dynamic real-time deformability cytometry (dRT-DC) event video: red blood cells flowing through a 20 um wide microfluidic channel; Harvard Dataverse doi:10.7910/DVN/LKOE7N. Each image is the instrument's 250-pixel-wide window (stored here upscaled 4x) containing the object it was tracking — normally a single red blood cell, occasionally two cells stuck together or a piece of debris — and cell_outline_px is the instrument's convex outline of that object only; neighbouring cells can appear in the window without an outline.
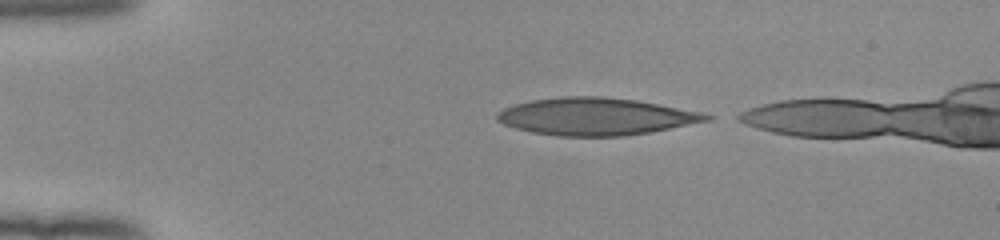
{"species": "human", "species_latin": "Homo sapiens", "temperature_condition": "room temperature", "stored_images_in_passage": 38, "camera_frame_rate_fps": 3000, "um_per_image_px": 0.085, "donor": {"sex": "female"}, "frame": {"image": 1, "passage_image": 1, "time_ms": 0.0, "image_size_px": [1000, 240], "cell_outline_px": [[716, 116], [712, 120], [648, 132], [624, 136], [556, 136], [532, 132], [516, 128], [504, 124], [496, 120], [496, 112], [504, 108], [516, 104], [532, 100], [560, 96], [604, 96], [636, 100], [700, 112]], "centroid_in_image_um": [50.62, 9.9], "position_along_channel_um": 34.4, "area_um2": 45.43}}
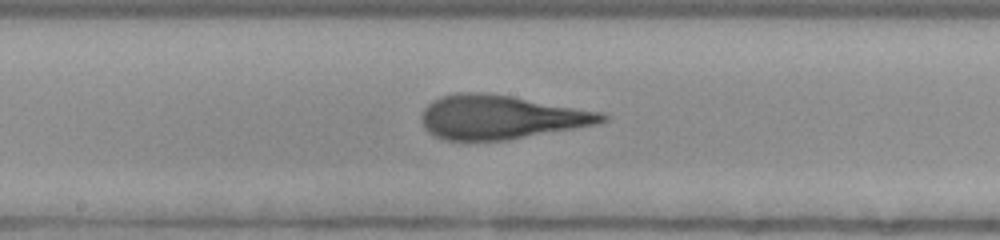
{"frame": {"image": 2, "passage_image": 18, "time_ms": 5.667, "image_size_px": [1000, 240], "cell_outline_px": [[608, 120], [596, 124], [508, 140], [444, 140], [432, 136], [424, 128], [420, 120], [420, 116], [424, 108], [432, 100], [440, 96], [456, 92], [480, 92], [512, 96], [600, 112], [608, 116]], "centroid_in_image_um": [42.48, 9.96], "position_along_channel_um": 205.7, "area_um2": 46.24}}
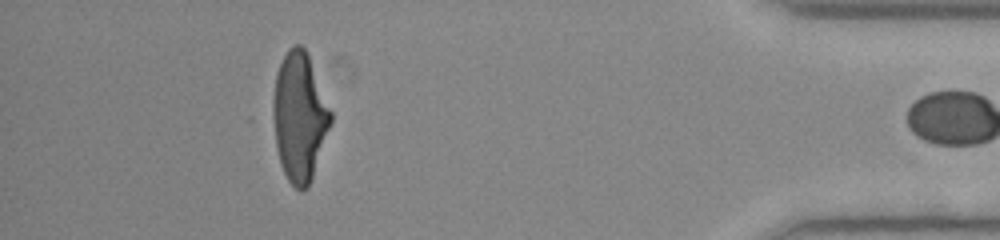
{"frame": {"image": 3, "passage_image": 37, "time_ms": 12.0, "image_size_px": [1000, 240], "cell_outline_px": [[332, 120], [308, 188], [300, 192], [288, 180], [280, 164], [276, 148], [272, 112], [272, 100], [276, 72], [288, 48], [292, 44], [300, 44], [304, 48], [308, 56], [332, 112]], "centroid_in_image_um": [25.43, 9.93], "position_along_channel_um": 409.8, "area_um2": 43.06}}